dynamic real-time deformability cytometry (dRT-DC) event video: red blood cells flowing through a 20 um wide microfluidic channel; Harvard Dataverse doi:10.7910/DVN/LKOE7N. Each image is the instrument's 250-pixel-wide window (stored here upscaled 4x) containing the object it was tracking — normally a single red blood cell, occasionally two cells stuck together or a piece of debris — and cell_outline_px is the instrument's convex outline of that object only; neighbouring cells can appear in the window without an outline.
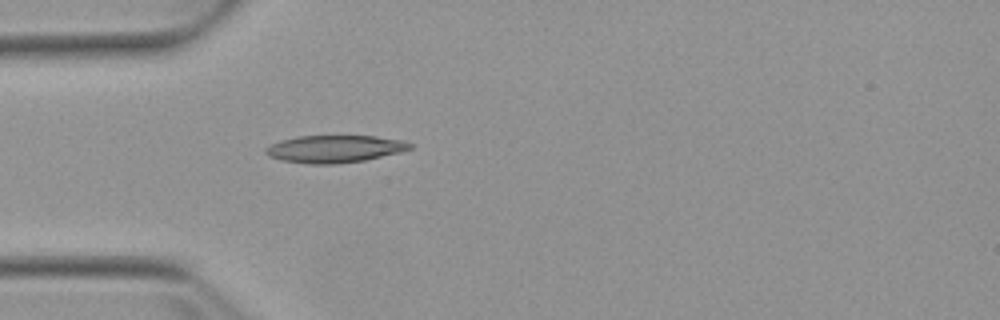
{"species": "Egyptian fruit bat (a non-hibernating species)", "species_latin": "Rousettus aegyptiacus", "temperature_condition": "warm", "stored_images_in_passage": 4, "camera_frame_rate_fps": 3000, "um_per_image_px": 0.085, "animal": {"sex": "female"}, "frame": {"image": 1, "passage_image": 4, "time_ms": 4.667, "image_size_px": [1000, 320], "cell_outline_px": [[412, 148], [400, 152], [364, 160], [336, 164], [308, 164], [280, 160], [268, 156], [264, 152], [264, 148], [280, 140], [296, 136], [376, 136], [404, 140], [412, 144]], "centroid_in_image_um": [28.41, 12.65], "position_along_channel_um": 56.6, "area_um2": 23.12}}